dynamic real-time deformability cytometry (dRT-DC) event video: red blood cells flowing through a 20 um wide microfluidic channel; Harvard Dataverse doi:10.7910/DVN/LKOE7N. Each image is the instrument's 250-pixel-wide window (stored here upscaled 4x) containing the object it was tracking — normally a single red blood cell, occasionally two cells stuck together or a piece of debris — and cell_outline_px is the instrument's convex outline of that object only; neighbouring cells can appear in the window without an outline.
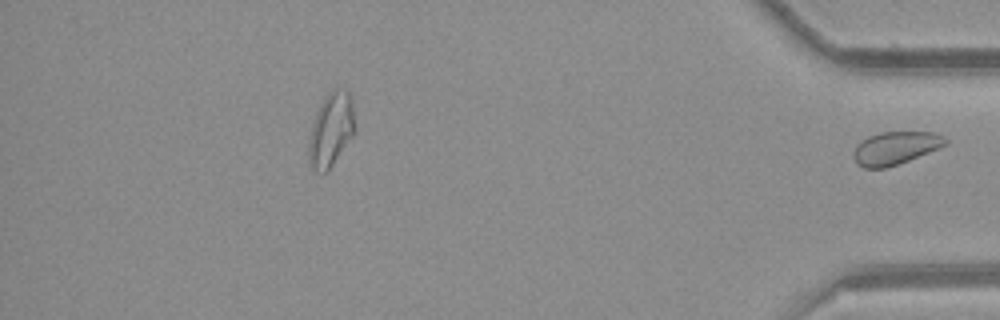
{"species": "common noctule bat (a hibernating species)", "species_latin": "Nyctalus noctula", "temperature_condition": "room temperature", "stored_images_in_passage": 48, "segment_of_instrument_passage": [2, 2], "camera_frame_rate_fps": 3000, "um_per_image_px": 0.085, "animal": {"sex": "female", "body_mass_g": 21.9}, "frame": {"image": 1, "passage_image": 48, "time_ms": 15.667, "image_size_px": [1000, 320], "cell_outline_px": [[948, 144], [940, 148], [908, 160], [884, 168], [864, 168], [856, 164], [852, 156], [856, 148], [868, 136], [880, 132], [936, 132], [944, 136], [948, 140]], "centroid_in_image_um": [76.15, 12.57], "position_along_channel_um": 359.1, "area_um2": 17.51}}